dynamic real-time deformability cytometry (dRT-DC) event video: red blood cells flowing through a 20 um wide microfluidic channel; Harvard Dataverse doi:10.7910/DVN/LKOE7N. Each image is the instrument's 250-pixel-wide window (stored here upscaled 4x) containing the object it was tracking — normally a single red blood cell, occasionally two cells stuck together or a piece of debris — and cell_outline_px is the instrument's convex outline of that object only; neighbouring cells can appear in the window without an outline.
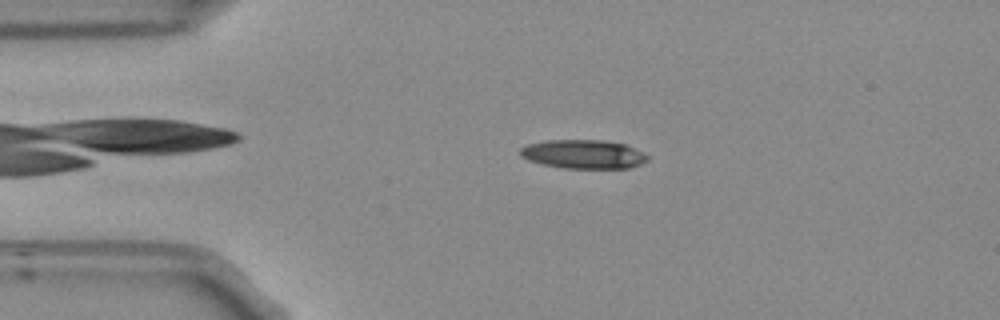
{"species": "Egyptian fruit bat (a non-hibernating species)", "species_latin": "Rousettus aegyptiacus", "temperature_condition": "room temperature", "stored_images_in_passage": 47, "camera_frame_rate_fps": 3000, "um_per_image_px": 0.085, "frame": {"image": 1, "passage_image": 5, "time_ms": 1.333, "image_size_px": [1000, 320], "cell_outline_px": [[648, 160], [640, 164], [628, 168], [564, 168], [544, 164], [528, 160], [520, 156], [520, 148], [528, 144], [548, 140], [604, 140], [624, 144], [644, 152], [648, 156]], "centroid_in_image_um": [49.6, 13.1], "position_along_channel_um": 35.4, "area_um2": 21.33}}
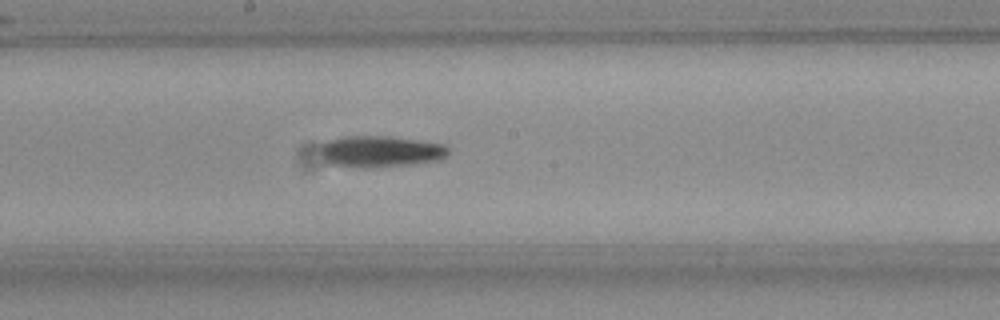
{"frame": {"image": 2, "passage_image": 22, "time_ms": 7.0, "image_size_px": [1000, 320], "cell_outline_px": [[448, 156], [440, 160], [412, 164], [332, 164], [324, 156], [320, 148], [320, 144], [328, 140], [344, 136], [392, 136], [444, 144], [448, 148]], "centroid_in_image_um": [32.43, 12.8], "position_along_channel_um": 215.8, "area_um2": 22.2}}
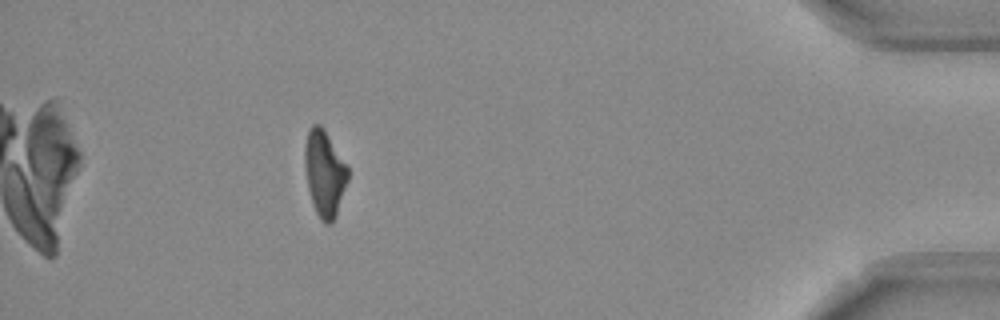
{"frame": {"image": 3, "passage_image": 42, "time_ms": 13.667, "image_size_px": [1000, 320], "cell_outline_px": [[348, 180], [336, 216], [332, 224], [324, 224], [320, 220], [312, 204], [308, 188], [304, 168], [304, 148], [308, 128], [312, 124], [320, 124], [324, 128], [348, 168]], "centroid_in_image_um": [27.56, 14.74], "position_along_channel_um": 407.6, "area_um2": 21.85}}